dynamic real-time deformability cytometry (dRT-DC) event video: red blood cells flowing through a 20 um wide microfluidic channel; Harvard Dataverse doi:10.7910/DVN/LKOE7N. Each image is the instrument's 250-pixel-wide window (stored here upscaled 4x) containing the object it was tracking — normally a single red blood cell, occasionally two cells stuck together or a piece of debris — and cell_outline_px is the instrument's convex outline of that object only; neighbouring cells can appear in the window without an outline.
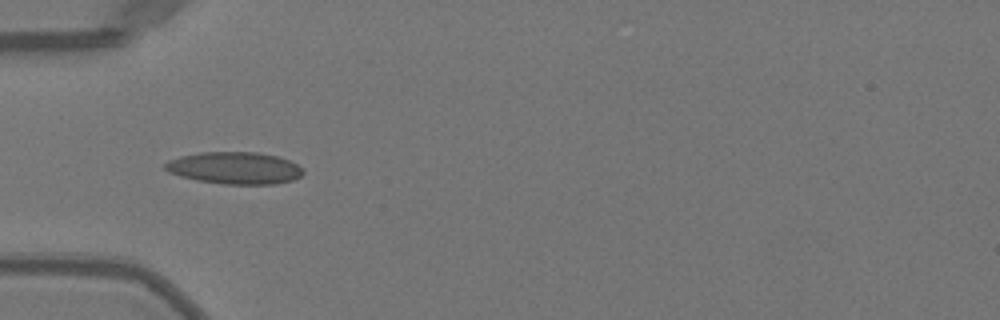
{"species": "Egyptian fruit bat (a non-hibernating species)", "species_latin": "Rousettus aegyptiacus", "temperature_condition": "warm", "stored_images_in_passage": 35, "camera_frame_rate_fps": 3000, "um_per_image_px": 0.085, "animal": {"sex": "female"}, "frame": {"image": 1, "passage_image": 1, "time_ms": 0.0, "image_size_px": [1000, 320], "cell_outline_px": [[304, 172], [300, 176], [292, 180], [276, 184], [220, 184], [196, 180], [180, 176], [168, 172], [164, 168], [164, 164], [168, 160], [180, 156], [200, 152], [256, 152], [276, 156], [288, 160], [304, 168]], "centroid_in_image_um": [19.93, 14.28], "position_along_channel_um": 65.1, "area_um2": 25.89}}
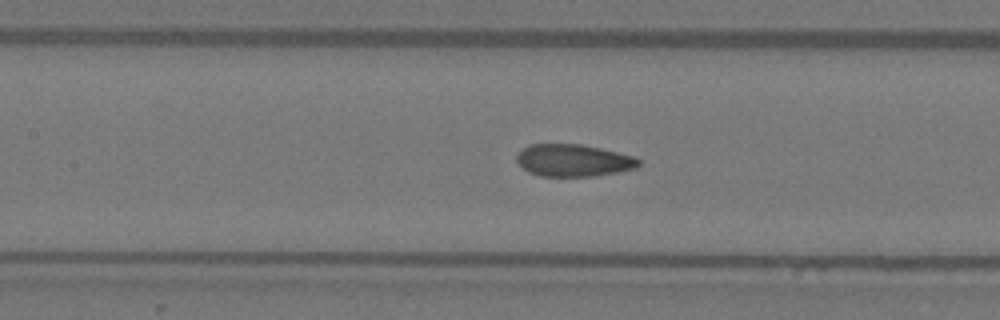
{"frame": {"image": 2, "passage_image": 8, "time_ms": 2.333, "image_size_px": [1000, 320], "cell_outline_px": [[640, 164], [636, 168], [596, 176], [540, 176], [528, 172], [516, 160], [516, 156], [528, 144], [580, 144], [600, 148], [636, 156], [640, 160]], "centroid_in_image_um": [48.76, 13.63], "position_along_channel_um": 158.6, "area_um2": 22.89}}
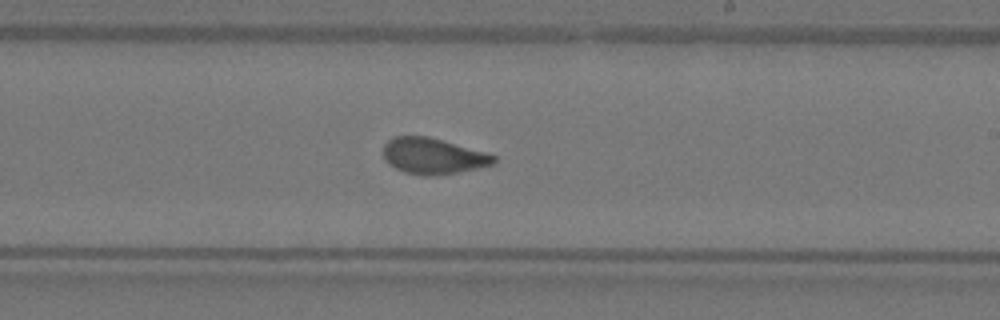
{"frame": {"image": 3, "passage_image": 15, "time_ms": 4.667, "image_size_px": [1000, 320], "cell_outline_px": [[496, 160], [492, 164], [476, 168], [456, 172], [432, 176], [424, 176], [404, 172], [388, 164], [384, 156], [384, 144], [388, 140], [396, 136], [428, 136], [484, 152], [496, 156]], "centroid_in_image_um": [36.77, 13.26], "position_along_channel_um": 252.2, "area_um2": 22.83}, "authors_computed_cell_mechanics": {"area_um2": 23.0622, "velocity_mm_per_s": 4.0395, "shape_relaxation_time_tau1_ms": 6.763, "shape_relaxation_time_tau2_ms": 0.9484, "deformation_change_tau1": 0.1845, "deformation_change_tau2": 0.0773}}